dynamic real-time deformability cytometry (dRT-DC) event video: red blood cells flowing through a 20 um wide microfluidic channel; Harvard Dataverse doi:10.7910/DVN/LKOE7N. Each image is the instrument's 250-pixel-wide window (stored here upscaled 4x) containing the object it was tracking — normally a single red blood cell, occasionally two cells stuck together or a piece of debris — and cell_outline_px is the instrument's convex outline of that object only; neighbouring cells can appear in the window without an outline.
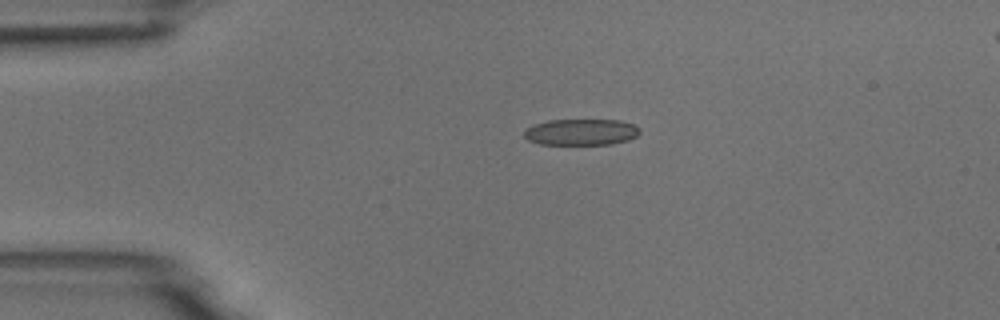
{"species": "common noctule bat (a hibernating species)", "species_latin": "Nyctalus noctula", "temperature_condition": "room temperature", "stored_images_in_passage": 3, "segment_of_instrument_passage": [1, 2], "camera_frame_rate_fps": 3000, "um_per_image_px": 0.085, "animal": {"sex": "male", "body_mass_g": 18.8}, "frame": {"image": 1, "passage_image": 1, "time_ms": 0.0, "image_size_px": [1000, 320], "cell_outline_px": [[640, 132], [636, 136], [628, 140], [612, 144], [540, 144], [528, 140], [524, 136], [524, 132], [532, 124], [548, 120], [620, 120], [636, 124], [640, 128]], "centroid_in_image_um": [49.42, 11.22], "position_along_channel_um": 35.6, "area_um2": 17.8}}